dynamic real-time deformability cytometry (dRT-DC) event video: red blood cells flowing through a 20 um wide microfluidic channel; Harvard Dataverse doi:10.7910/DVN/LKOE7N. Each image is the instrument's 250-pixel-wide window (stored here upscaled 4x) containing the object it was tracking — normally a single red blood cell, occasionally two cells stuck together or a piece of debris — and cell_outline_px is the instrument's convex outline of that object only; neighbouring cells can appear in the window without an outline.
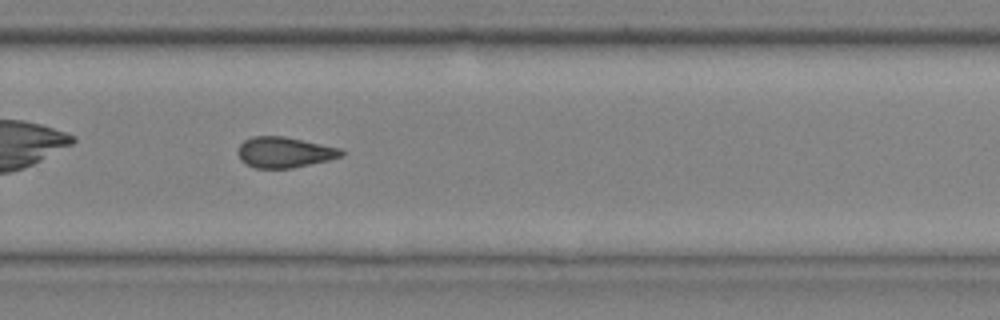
{"species": "common noctule bat (a hibernating species)", "species_latin": "Nyctalus noctula", "temperature_condition": "cold", "stored_images_in_passage": 34, "camera_frame_rate_fps": 3000, "um_per_image_px": 0.085, "animal": {"sex": "male", "body_mass_g": 20.4}, "frame": {"image": 1, "passage_image": 20, "time_ms": 6.333, "image_size_px": [1000, 320], "cell_outline_px": [[344, 156], [328, 160], [292, 168], [256, 168], [240, 160], [236, 152], [240, 144], [244, 140], [252, 136], [284, 136], [340, 148], [344, 152]], "centroid_in_image_um": [24.15, 12.94], "position_along_channel_um": 305.6, "area_um2": 18.5}, "authors_computed_cell_mechanics": {"area_um2": 18.7272, "velocity_mm_per_s": 4.0767, "shape_relaxation_time_tau1_ms": null, "shape_relaxation_time_tau2_ms": 3.6925, "deformation_change_tau1": null, "deformation_change_tau2": 0.0942}}